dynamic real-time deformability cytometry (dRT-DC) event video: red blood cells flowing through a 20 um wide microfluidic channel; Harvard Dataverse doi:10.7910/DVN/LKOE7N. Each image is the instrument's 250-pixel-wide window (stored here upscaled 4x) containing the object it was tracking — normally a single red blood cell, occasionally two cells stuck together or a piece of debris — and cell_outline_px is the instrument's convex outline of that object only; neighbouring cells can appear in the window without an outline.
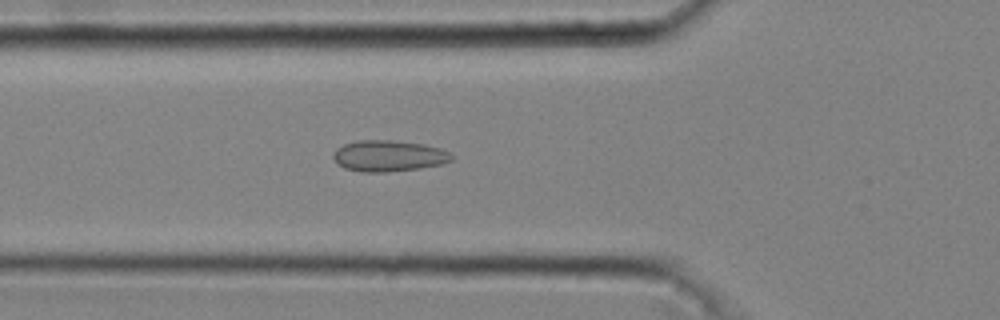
{"species": "common noctule bat (a hibernating species)", "species_latin": "Nyctalus noctula", "temperature_condition": "cold", "stored_images_in_passage": 47, "camera_frame_rate_fps": 3000, "um_per_image_px": 0.085, "animal": {"sex": "male", "body_mass_g": 20.4}, "frame": {"image": 1, "passage_image": 17, "time_ms": 5.333, "image_size_px": [1000, 320], "cell_outline_px": [[456, 156], [452, 160], [444, 164], [420, 168], [388, 172], [360, 172], [344, 168], [332, 156], [332, 152], [336, 148], [344, 144], [356, 140], [392, 140], [424, 144], [440, 148]], "centroid_in_image_um": [33.05, 13.25], "position_along_channel_um": 92.7, "area_um2": 21.73}}
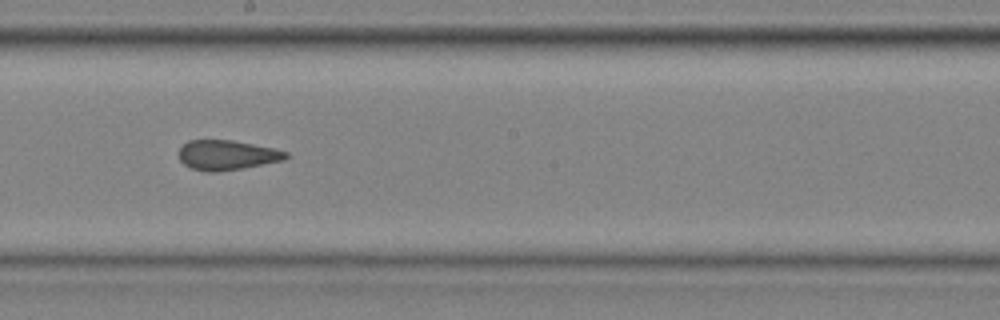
{"frame": {"image": 2, "passage_image": 27, "time_ms": 8.667, "image_size_px": [1000, 320], "cell_outline_px": [[288, 156], [284, 160], [244, 168], [216, 172], [208, 172], [192, 168], [184, 164], [180, 160], [180, 148], [188, 140], [232, 140], [272, 148], [288, 152]], "centroid_in_image_um": [19.29, 13.18], "position_along_channel_um": 228.9, "area_um2": 18.44}}
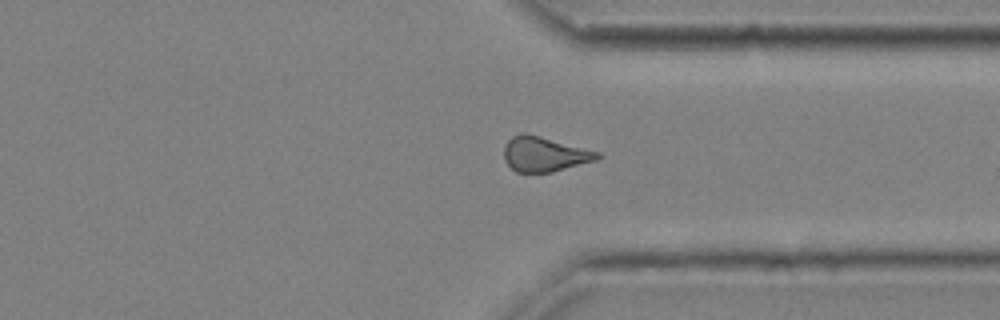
{"frame": {"image": 3, "passage_image": 37, "time_ms": 12.0, "image_size_px": [1000, 320], "cell_outline_px": [[600, 156], [596, 160], [552, 172], [516, 172], [504, 160], [504, 144], [512, 136], [520, 132], [524, 132], [540, 136], [600, 152]], "centroid_in_image_um": [46.24, 13.09], "position_along_channel_um": 365.2, "area_um2": 18.9}, "authors_computed_cell_mechanics": {"area_um2": 19.363, "velocity_mm_per_s": 4.0785, "shape_relaxation_time_tau1_ms": null, "shape_relaxation_time_tau2_ms": 2.0321, "deformation_change_tau1": null, "deformation_change_tau2": 0.0882}}